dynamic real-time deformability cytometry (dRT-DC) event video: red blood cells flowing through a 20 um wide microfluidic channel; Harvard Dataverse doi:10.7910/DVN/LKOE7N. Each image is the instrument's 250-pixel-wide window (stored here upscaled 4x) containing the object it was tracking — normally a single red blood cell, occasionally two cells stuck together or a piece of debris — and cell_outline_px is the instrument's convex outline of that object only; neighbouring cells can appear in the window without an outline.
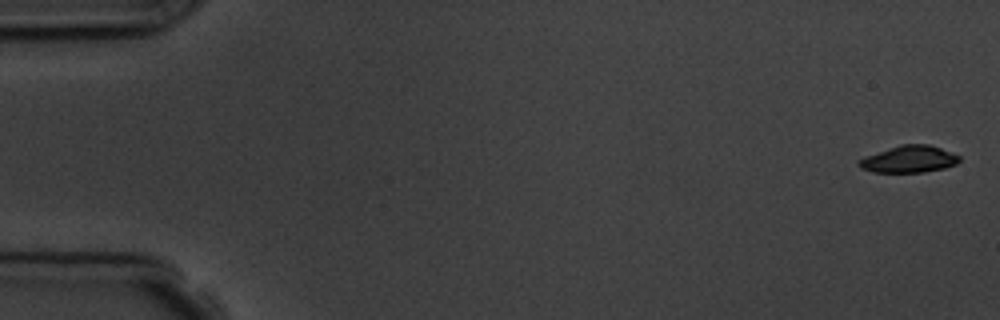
{"species": "common noctule bat (a hibernating species)", "species_latin": "Nyctalus noctula", "temperature_condition": "room temperature", "stored_images_in_passage": 10, "camera_frame_rate_fps": 3000, "um_per_image_px": 0.085, "animal": {"sex": "male", "body_mass_g": 19.5, "forearm_length_mm": 54.6}, "frame": {"image": 1, "passage_image": 1, "time_ms": 0.0, "image_size_px": [1000, 320], "cell_outline_px": [[960, 160], [956, 164], [944, 168], [924, 172], [872, 172], [860, 168], [856, 164], [856, 160], [864, 156], [900, 144], [928, 144], [940, 148], [960, 156]], "centroid_in_image_um": [77.21, 13.53], "position_along_channel_um": 7.8, "area_um2": 15.9}}
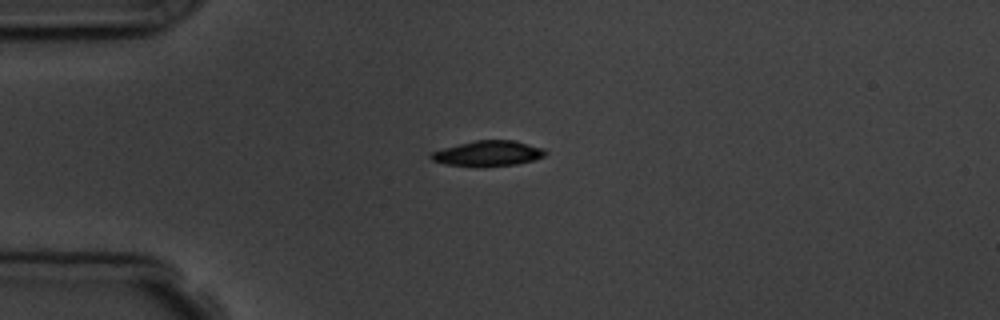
{"frame": {"image": 2, "passage_image": 4, "time_ms": 4.333, "image_size_px": [1000, 320], "cell_outline_px": [[548, 152], [544, 156], [532, 160], [516, 164], [444, 164], [432, 160], [428, 156], [432, 152], [444, 148], [476, 140], [512, 140], [544, 148]], "centroid_in_image_um": [41.51, 13.0], "position_along_channel_um": 43.5, "area_um2": 16.01}}
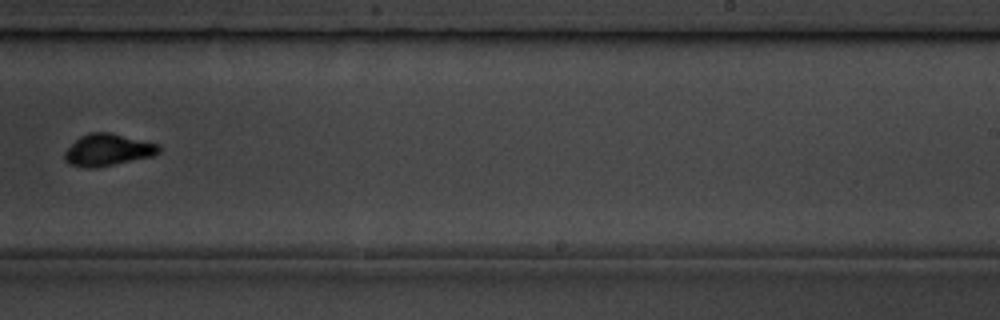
{"frame": {"image": 3, "passage_image": 10, "time_ms": 11.333, "image_size_px": [1000, 320], "cell_outline_px": [[160, 152], [152, 156], [96, 168], [88, 168], [68, 164], [64, 160], [64, 152], [80, 136], [88, 132], [108, 132], [160, 144]], "centroid_in_image_um": [9.15, 12.74], "position_along_channel_um": 279.9, "area_um2": 17.51}}